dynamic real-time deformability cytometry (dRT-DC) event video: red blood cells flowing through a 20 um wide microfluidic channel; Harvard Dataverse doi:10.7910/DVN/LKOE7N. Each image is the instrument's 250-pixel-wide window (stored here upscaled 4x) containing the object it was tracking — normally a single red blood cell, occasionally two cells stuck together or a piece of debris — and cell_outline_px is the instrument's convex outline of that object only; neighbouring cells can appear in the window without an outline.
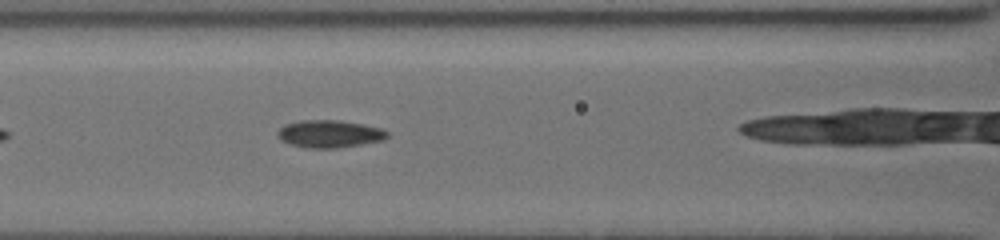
{"species": "common noctule bat (a hibernating species)", "species_latin": "Nyctalus noctula", "temperature_condition": "cold", "stored_images_in_passage": 4, "camera_frame_rate_fps": 3000, "um_per_image_px": 0.085, "animal": {"sex": "female", "body_mass_g": 19.5, "forearm_length_mm": 54.1}, "frame": {"image": 1, "passage_image": 3, "time_ms": 1.667, "image_size_px": [1000, 240], "cell_outline_px": [[388, 136], [384, 140], [336, 148], [304, 148], [280, 140], [276, 136], [276, 132], [284, 124], [300, 120], [340, 120], [364, 124], [384, 128], [388, 132]], "centroid_in_image_um": [28.0, 11.37], "position_along_channel_um": 138.6, "area_um2": 17.8}}